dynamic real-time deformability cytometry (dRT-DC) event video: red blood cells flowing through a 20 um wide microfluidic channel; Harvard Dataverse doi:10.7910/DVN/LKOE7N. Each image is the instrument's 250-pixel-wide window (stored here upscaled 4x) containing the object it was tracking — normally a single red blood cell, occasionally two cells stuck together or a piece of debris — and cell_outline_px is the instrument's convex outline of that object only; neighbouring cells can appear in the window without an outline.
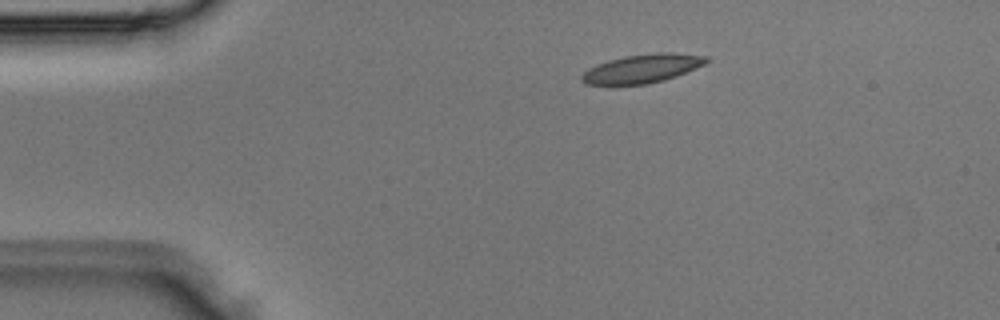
{"species": "Egyptian fruit bat (a non-hibernating species)", "species_latin": "Rousettus aegyptiacus", "temperature_condition": "room temperature", "stored_images_in_passage": 3, "camera_frame_rate_fps": 3000, "um_per_image_px": 0.085, "animal": {"sex": "male"}, "frame": {"image": 1, "passage_image": 2, "time_ms": 0.333, "image_size_px": [1000, 320], "cell_outline_px": [[712, 60], [696, 68], [676, 76], [664, 80], [648, 84], [612, 88], [584, 84], [580, 80], [580, 76], [588, 68], [596, 64], [608, 60], [624, 56], [656, 52], [672, 52], [708, 56]], "centroid_in_image_um": [54.51, 5.87], "position_along_channel_um": 30.5, "area_um2": 21.91}}